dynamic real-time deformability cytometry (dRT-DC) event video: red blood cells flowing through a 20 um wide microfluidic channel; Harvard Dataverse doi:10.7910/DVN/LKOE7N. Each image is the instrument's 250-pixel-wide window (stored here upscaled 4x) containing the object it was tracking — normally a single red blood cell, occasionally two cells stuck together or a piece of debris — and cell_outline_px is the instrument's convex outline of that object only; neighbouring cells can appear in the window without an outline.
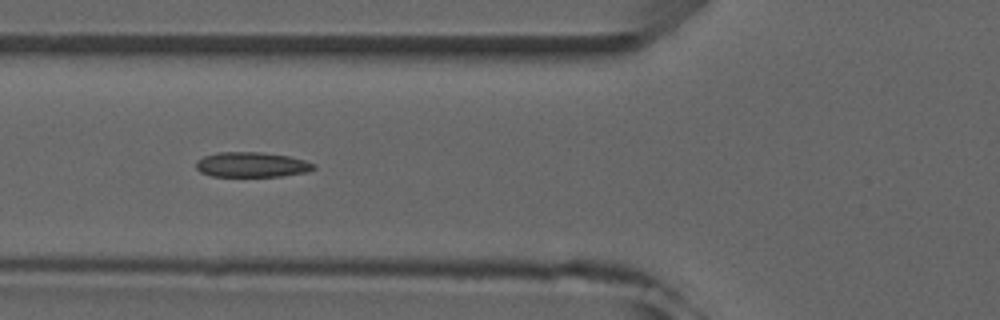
{"species": "common noctule bat (a hibernating species)", "species_latin": "Nyctalus noctula", "temperature_condition": "room temperature", "stored_images_in_passage": 6, "camera_frame_rate_fps": 3000, "um_per_image_px": 0.085, "animal": {"sex": "male", "forearm_length_mm": 52.5}, "frame": {"image": 1, "passage_image": 4, "time_ms": 4.0, "image_size_px": [1000, 320], "cell_outline_px": [[316, 168], [308, 172], [280, 176], [212, 176], [200, 172], [196, 168], [196, 160], [204, 156], [216, 152], [260, 152], [288, 156], [304, 160], [316, 164]], "centroid_in_image_um": [21.39, 13.99], "position_along_channel_um": 104.4, "area_um2": 17.22}}
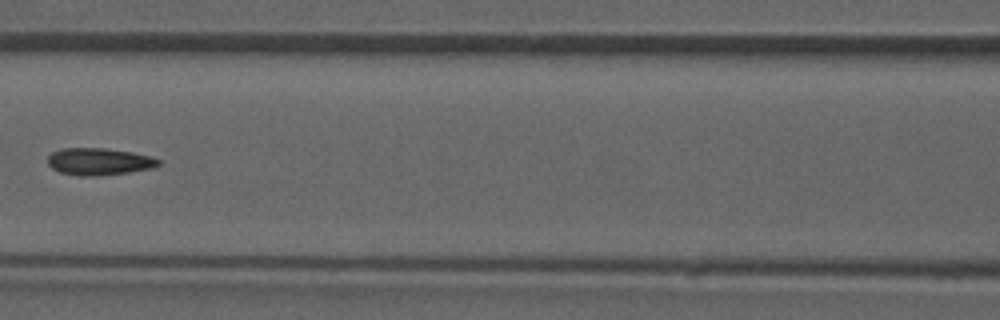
{"frame": {"image": 2, "passage_image": 5, "time_ms": 5.333, "image_size_px": [1000, 320], "cell_outline_px": [[160, 164], [152, 168], [128, 172], [96, 176], [80, 176], [60, 172], [52, 168], [48, 164], [48, 156], [52, 152], [60, 148], [104, 148], [132, 152], [152, 156], [160, 160]], "centroid_in_image_um": [8.41, 13.72], "position_along_channel_um": 158.2, "area_um2": 17.51}}